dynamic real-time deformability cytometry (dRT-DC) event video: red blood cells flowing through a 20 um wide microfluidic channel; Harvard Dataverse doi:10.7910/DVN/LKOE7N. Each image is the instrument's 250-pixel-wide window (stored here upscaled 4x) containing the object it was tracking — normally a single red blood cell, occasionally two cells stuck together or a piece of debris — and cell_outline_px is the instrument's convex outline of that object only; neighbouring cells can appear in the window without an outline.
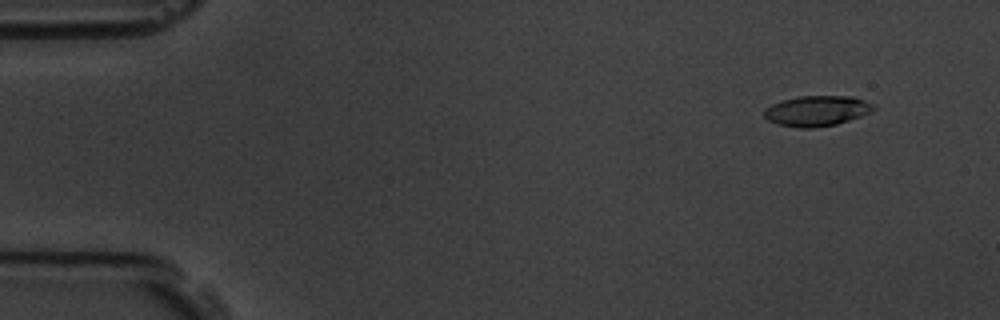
{"species": "common noctule bat (a hibernating species)", "species_latin": "Nyctalus noctula", "temperature_condition": "room temperature", "stored_images_in_passage": 54, "camera_frame_rate_fps": 3000, "um_per_image_px": 0.085, "animal": {"sex": "male", "body_mass_g": 19.5, "forearm_length_mm": 54.6}, "frame": {"image": 1, "passage_image": 1, "time_ms": 0.0, "image_size_px": [1000, 320], "cell_outline_px": [[876, 108], [860, 116], [836, 124], [812, 128], [800, 128], [776, 124], [768, 120], [764, 116], [764, 108], [780, 100], [800, 96], [856, 96], [872, 104]], "centroid_in_image_um": [69.39, 9.41], "position_along_channel_um": 15.6, "area_um2": 19.36}}
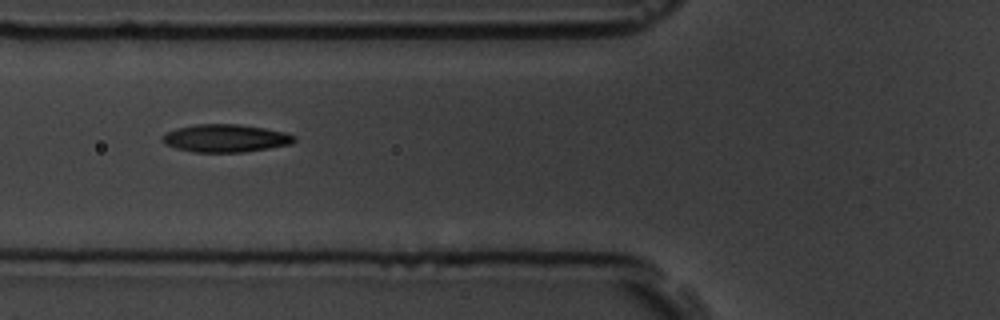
{"frame": {"image": 2, "passage_image": 18, "time_ms": 5.667, "image_size_px": [1000, 320], "cell_outline_px": [[296, 140], [292, 144], [244, 152], [192, 152], [176, 148], [164, 144], [160, 140], [168, 132], [176, 128], [196, 124], [240, 124], [264, 128], [284, 132], [296, 136]], "centroid_in_image_um": [19.17, 11.75], "position_along_channel_um": 106.6, "area_um2": 21.39}}
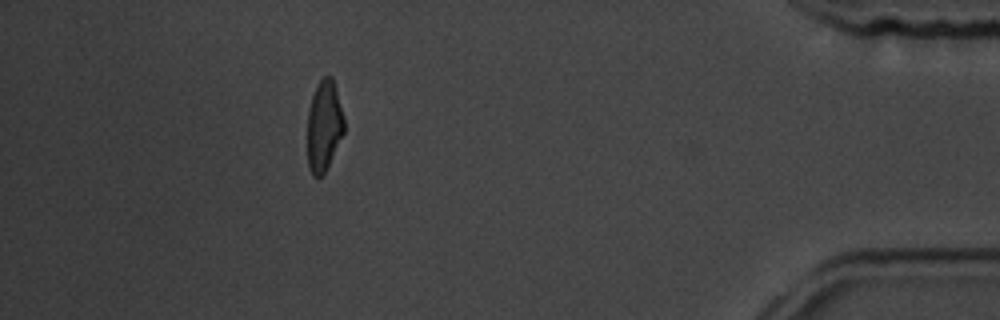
{"frame": {"image": 3, "passage_image": 48, "time_ms": 15.667, "image_size_px": [1000, 320], "cell_outline_px": [[344, 132], [324, 172], [316, 180], [312, 176], [308, 168], [308, 112], [312, 96], [320, 80], [324, 76], [332, 76], [336, 88], [344, 116]], "centroid_in_image_um": [27.54, 10.7], "position_along_channel_um": 407.7, "area_um2": 19.25}, "authors_computed_cell_mechanics": {"area_um2": 20.4323, "velocity_mm_per_s": 3.5359, "shape_relaxation_time_tau1_ms": 4.5774, "shape_relaxation_time_tau2_ms": 1.9218, "deformation_change_tau1": 0.1657, "deformation_change_tau2": 0.0765}}